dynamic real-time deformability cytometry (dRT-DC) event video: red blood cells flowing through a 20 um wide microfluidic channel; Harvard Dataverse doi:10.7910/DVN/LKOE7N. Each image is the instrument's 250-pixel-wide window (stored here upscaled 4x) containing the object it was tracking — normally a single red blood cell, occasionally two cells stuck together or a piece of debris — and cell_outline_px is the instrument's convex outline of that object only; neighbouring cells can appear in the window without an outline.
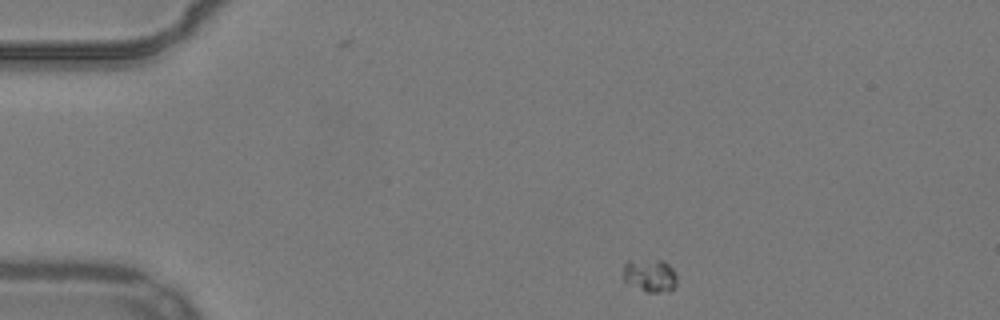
{"species": "common noctule bat (a hibernating species)", "species_latin": "Nyctalus noctula", "temperature_condition": "warm", "stored_images_in_passage": 45, "camera_frame_rate_fps": 3000, "um_per_image_px": 0.085, "animal": {"sex": "male", "body_mass_g": 19.2, "forearm_length_mm": 51.8}, "frame": {"image": 1, "passage_image": 1, "time_ms": 0.0, "image_size_px": [1000, 320], "cell_outline_px": [[676, 288], [672, 292], [644, 292], [628, 284], [624, 280], [624, 264], [628, 260], [664, 260], [676, 272]], "centroid_in_image_um": [55.28, 23.44], "position_along_channel_um": 29.7, "area_um2": 10.64}}
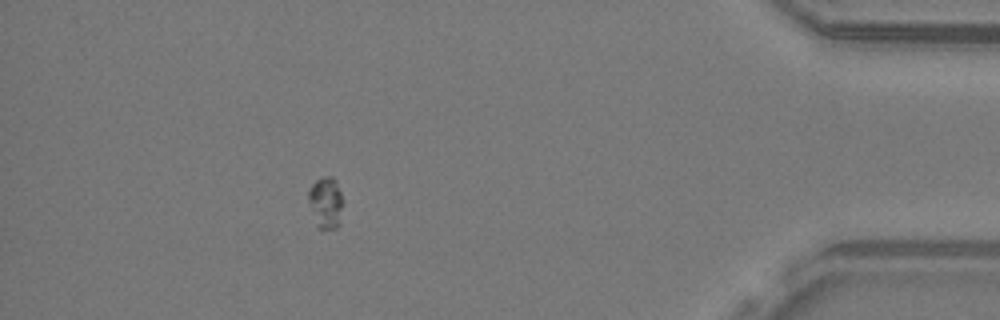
{"frame": {"image": 2, "passage_image": 40, "time_ms": 13.0, "image_size_px": [1000, 320], "cell_outline_px": [[340, 224], [336, 228], [316, 228], [308, 200], [308, 192], [312, 184], [316, 180], [324, 176], [332, 176], [336, 180], [340, 192]], "centroid_in_image_um": [27.64, 17.22], "position_along_channel_um": 407.6, "area_um2": 10.17}}